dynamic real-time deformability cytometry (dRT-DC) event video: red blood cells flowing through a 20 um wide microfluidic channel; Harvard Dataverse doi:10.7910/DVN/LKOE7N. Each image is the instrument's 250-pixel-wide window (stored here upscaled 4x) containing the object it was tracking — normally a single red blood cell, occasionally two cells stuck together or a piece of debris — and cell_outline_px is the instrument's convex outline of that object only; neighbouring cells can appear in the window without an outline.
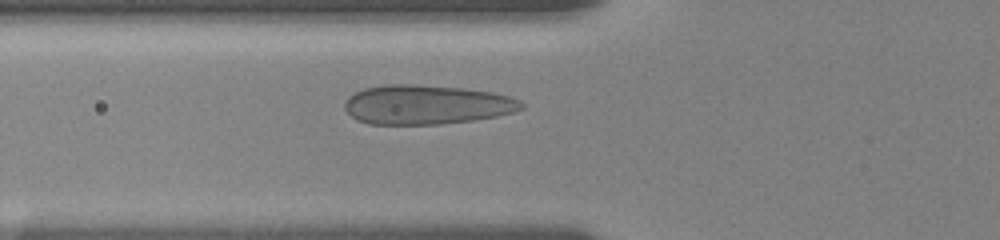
{"species": "human", "species_latin": "Homo sapiens", "temperature_condition": "room temperature", "stored_images_in_passage": 49, "camera_frame_rate_fps": 3000, "um_per_image_px": 0.085, "donor": {"sex": "female"}, "frame": {"image": 1, "passage_image": 14, "time_ms": 4.333, "image_size_px": [1000, 240], "cell_outline_px": [[524, 108], [512, 112], [496, 116], [472, 120], [440, 124], [368, 124], [356, 120], [344, 108], [344, 104], [348, 96], [364, 88], [384, 84], [416, 84], [460, 88], [492, 92], [508, 96], [520, 100], [524, 104]], "centroid_in_image_um": [36.22, 8.89], "position_along_channel_um": 89.6, "area_um2": 40.52}}
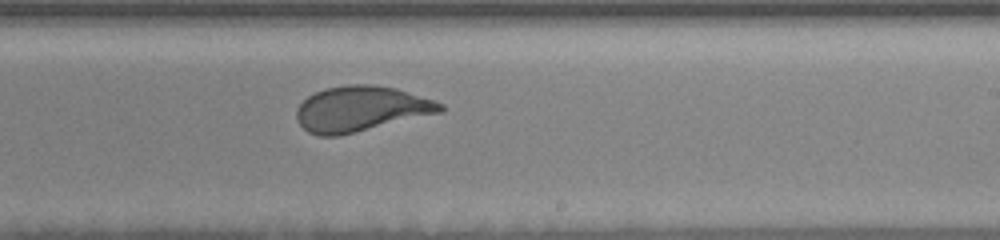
{"frame": {"image": 2, "passage_image": 28, "time_ms": 9.0, "image_size_px": [1000, 240], "cell_outline_px": [[444, 112], [340, 136], [320, 136], [308, 132], [300, 124], [296, 116], [296, 112], [300, 104], [308, 96], [324, 88], [348, 84], [372, 84], [396, 88], [444, 104]], "centroid_in_image_um": [30.69, 9.26], "position_along_channel_um": 258.3, "area_um2": 38.09}}
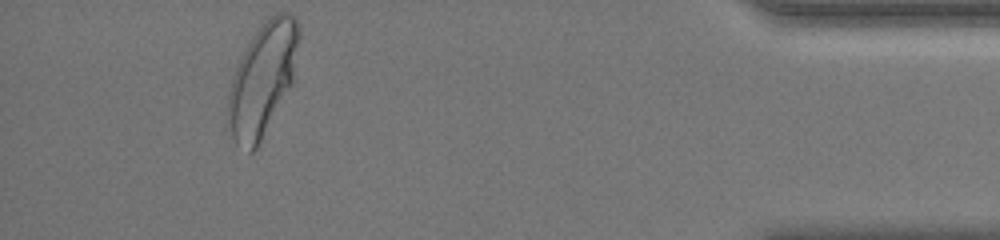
{"frame": {"image": 3, "passage_image": 45, "time_ms": 14.667, "image_size_px": [1000, 240], "cell_outline_px": [[300, 36], [292, 84], [256, 148], [252, 152], [248, 152], [236, 144], [232, 136], [228, 112], [228, 92], [232, 76], [252, 36], [268, 16], [276, 12], [288, 12], [296, 16], [300, 28]], "centroid_in_image_um": [22.34, 6.68], "position_along_channel_um": 412.9, "area_um2": 46.01}, "authors_computed_cell_mechanics": {"area_um2": 39.9976, "velocity_mm_per_s": 3.6011, "shape_relaxation_time_tau1_ms": 5.6937, "shape_relaxation_time_tau2_ms": null, "deformation_change_tau1": 0.1662, "deformation_change_tau2": null}}